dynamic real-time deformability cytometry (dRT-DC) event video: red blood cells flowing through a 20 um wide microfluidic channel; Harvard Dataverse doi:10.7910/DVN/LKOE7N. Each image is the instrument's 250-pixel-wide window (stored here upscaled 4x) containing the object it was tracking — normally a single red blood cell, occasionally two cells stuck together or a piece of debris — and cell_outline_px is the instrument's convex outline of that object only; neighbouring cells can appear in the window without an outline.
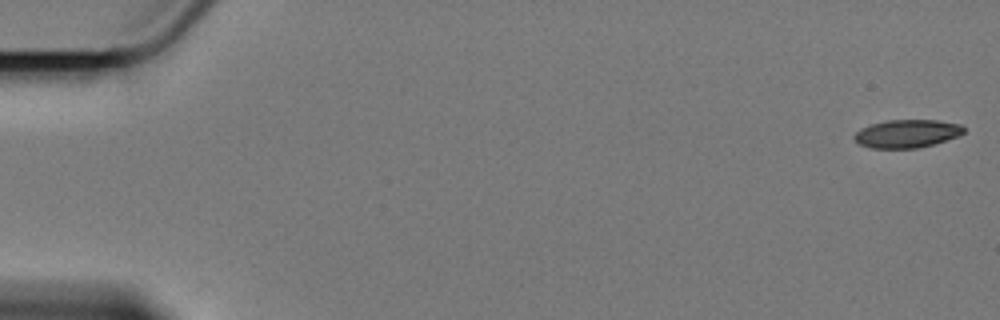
{"species": "Egyptian fruit bat (a non-hibernating species)", "species_latin": "Rousettus aegyptiacus", "temperature_condition": "cold", "stored_images_in_passage": 9, "camera_frame_rate_fps": 3000, "um_per_image_px": 0.085, "animal": {"sex": "female"}, "frame": {"image": 1, "passage_image": 1, "time_ms": 0.0, "image_size_px": [1000, 320], "cell_outline_px": [[964, 132], [956, 136], [932, 144], [916, 148], [872, 148], [860, 144], [852, 136], [860, 128], [872, 124], [888, 120], [936, 120], [960, 124], [964, 128]], "centroid_in_image_um": [77.05, 11.35], "position_along_channel_um": 7.9, "area_um2": 17.63}}